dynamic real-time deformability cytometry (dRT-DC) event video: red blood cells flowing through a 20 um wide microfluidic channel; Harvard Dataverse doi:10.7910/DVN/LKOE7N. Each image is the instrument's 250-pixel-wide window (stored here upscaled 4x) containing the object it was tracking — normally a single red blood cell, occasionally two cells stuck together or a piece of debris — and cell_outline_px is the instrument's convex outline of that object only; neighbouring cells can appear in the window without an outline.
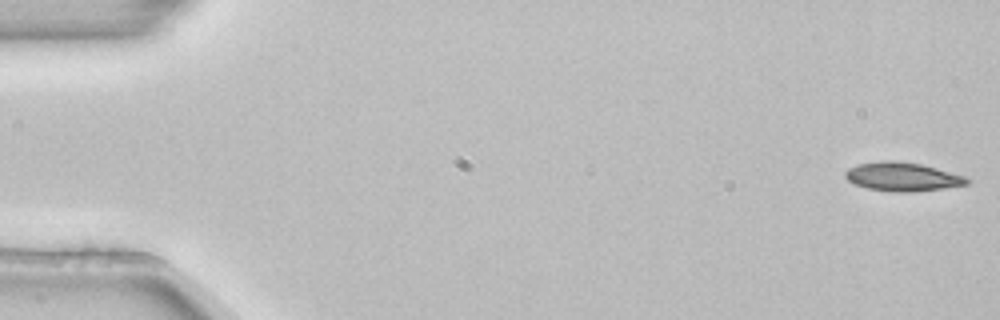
{"species": "common noctule bat (a hibernating species)", "species_latin": "Nyctalus noctula", "temperature_condition": "room temperature", "stored_images_in_passage": 4, "camera_frame_rate_fps": 3000, "um_per_image_px": 0.085, "animal": {"sex": "female", "body_mass_g": 22.7, "forearm_length_mm": 54.2}, "frame": {"image": 1, "passage_image": 1, "time_ms": 0.0, "image_size_px": [1000, 320], "cell_outline_px": [[972, 180], [968, 184], [944, 188], [912, 192], [892, 192], [868, 188], [856, 184], [848, 180], [844, 176], [844, 172], [848, 168], [856, 164], [880, 160], [892, 160], [920, 164], [936, 168], [964, 176]], "centroid_in_image_um": [76.68, 15.02], "position_along_channel_um": 8.3, "area_um2": 20.4}}
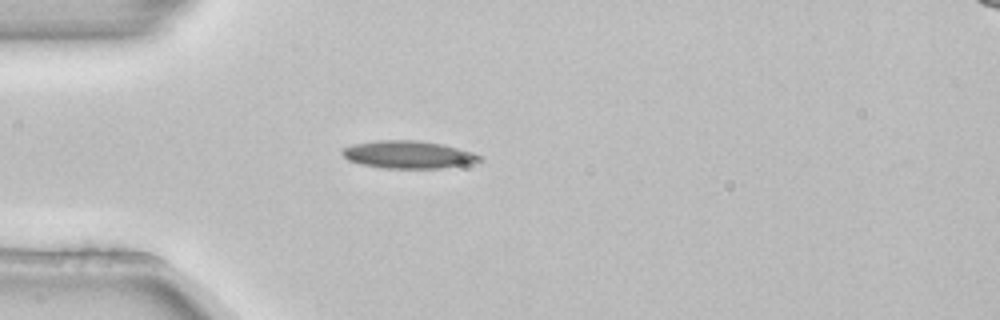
{"frame": {"image": 2, "passage_image": 4, "time_ms": 1.0, "image_size_px": [1000, 320], "cell_outline_px": [[484, 160], [468, 164], [440, 168], [384, 168], [360, 164], [348, 160], [340, 152], [344, 148], [352, 144], [380, 140], [416, 140], [444, 144], [472, 152], [484, 156]], "centroid_in_image_um": [34.73, 13.14], "position_along_channel_um": 50.3, "area_um2": 22.2}}